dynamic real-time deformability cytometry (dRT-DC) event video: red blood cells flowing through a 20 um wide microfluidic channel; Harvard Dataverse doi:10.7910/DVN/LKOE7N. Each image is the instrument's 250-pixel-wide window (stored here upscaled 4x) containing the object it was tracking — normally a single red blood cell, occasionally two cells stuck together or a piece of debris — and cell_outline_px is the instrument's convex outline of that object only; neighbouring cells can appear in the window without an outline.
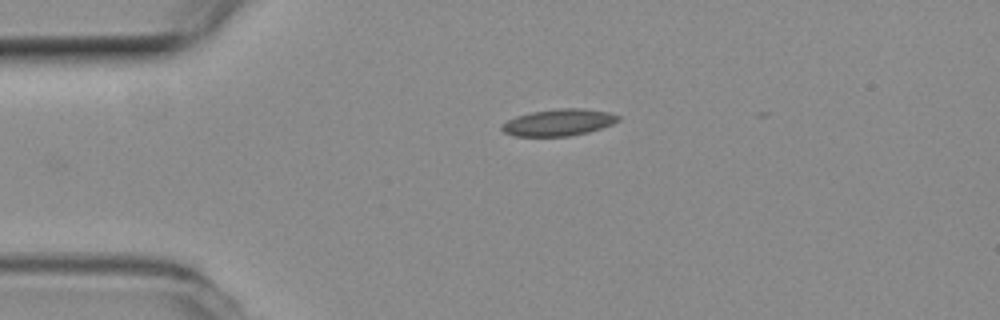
{"species": "common noctule bat (a hibernating species)", "species_latin": "Nyctalus noctula", "temperature_condition": "room temperature", "stored_images_in_passage": 34, "camera_frame_rate_fps": 3000, "um_per_image_px": 0.085, "animal": {"sex": "female", "body_mass_g": 19.3, "forearm_length_mm": 54.1}, "frame": {"image": 1, "passage_image": 1, "time_ms": 0.0, "image_size_px": [1000, 320], "cell_outline_px": [[620, 120], [612, 124], [588, 132], [568, 136], [512, 136], [504, 132], [500, 128], [500, 124], [516, 116], [532, 112], [560, 108], [580, 108], [608, 112], [620, 116]], "centroid_in_image_um": [47.45, 10.41], "position_along_channel_um": 37.5, "area_um2": 18.09}}
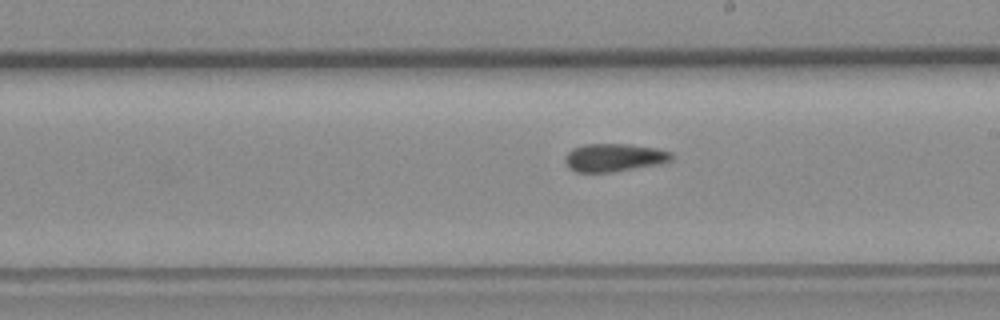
{"frame": {"image": 2, "passage_image": 19, "time_ms": 6.0, "image_size_px": [1000, 320], "cell_outline_px": [[672, 160], [660, 164], [612, 172], [576, 172], [568, 168], [564, 160], [564, 156], [572, 148], [584, 144], [628, 144], [656, 148], [672, 152]], "centroid_in_image_um": [52.17, 13.39], "position_along_channel_um": 236.8, "area_um2": 17.51}}
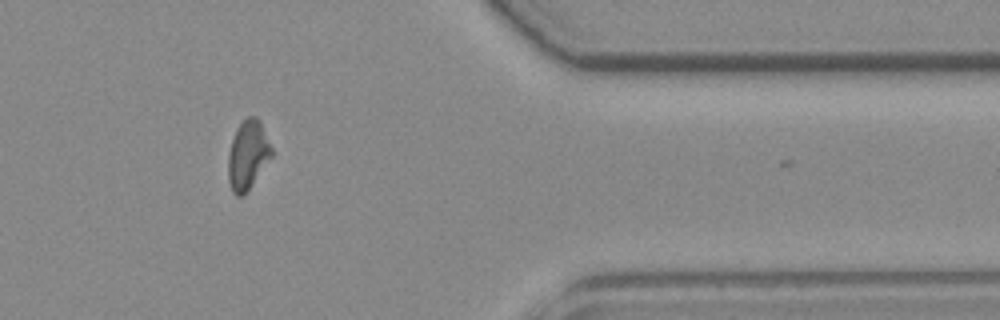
{"frame": {"image": 3, "passage_image": 33, "time_ms": 10.667, "image_size_px": [1000, 320], "cell_outline_px": [[272, 156], [248, 192], [244, 196], [236, 196], [232, 192], [228, 180], [228, 156], [232, 140], [236, 128], [248, 116], [256, 116], [260, 120], [272, 148]], "centroid_in_image_um": [21.06, 13.21], "position_along_channel_um": 390.3, "area_um2": 17.63}}